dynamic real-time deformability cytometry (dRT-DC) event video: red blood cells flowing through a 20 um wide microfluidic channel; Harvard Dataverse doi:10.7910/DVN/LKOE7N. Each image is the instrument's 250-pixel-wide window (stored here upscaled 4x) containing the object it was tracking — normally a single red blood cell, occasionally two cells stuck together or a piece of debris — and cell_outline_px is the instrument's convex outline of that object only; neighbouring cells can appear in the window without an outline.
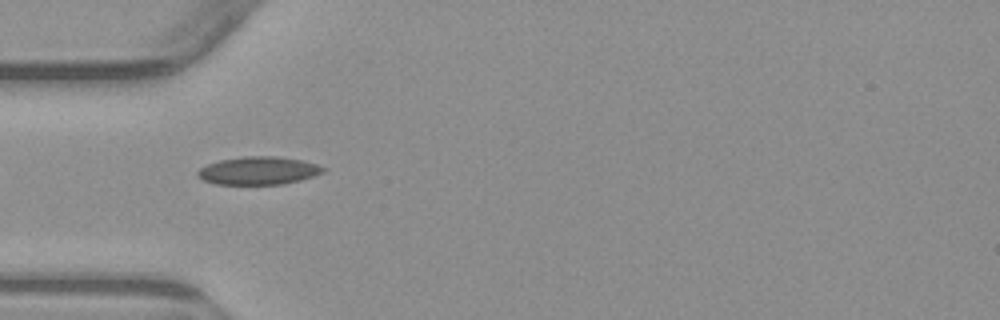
{"species": "common noctule bat (a hibernating species)", "species_latin": "Nyctalus noctula", "temperature_condition": "warm", "stored_images_in_passage": 7, "camera_frame_rate_fps": 3000, "um_per_image_px": 0.085, "animal": {"sex": "male", "body_mass_g": 23.1, "forearm_length_mm": 52.7}, "frame": {"image": 1, "passage_image": 5, "time_ms": 4.667, "image_size_px": [1000, 320], "cell_outline_px": [[328, 168], [324, 172], [300, 180], [284, 184], [216, 184], [204, 180], [196, 176], [196, 172], [200, 168], [208, 164], [220, 160], [244, 156], [276, 156], [304, 160]], "centroid_in_image_um": [21.99, 14.5], "position_along_channel_um": 63.0, "area_um2": 20.52}}
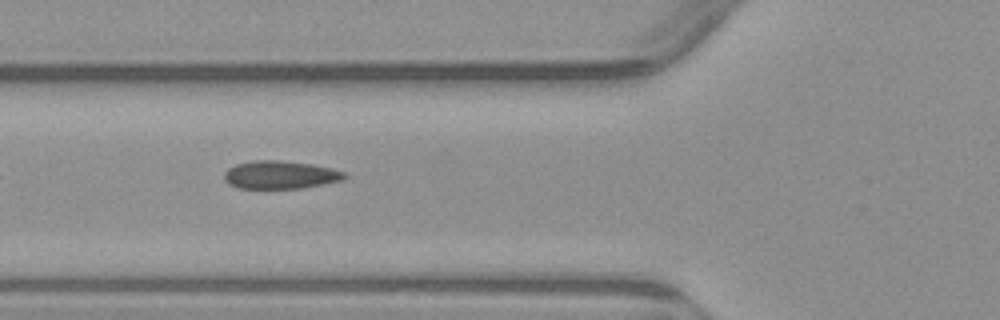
{"frame": {"image": 2, "passage_image": 6, "time_ms": 5.667, "image_size_px": [1000, 320], "cell_outline_px": [[348, 176], [344, 180], [324, 184], [300, 188], [240, 188], [224, 180], [224, 172], [228, 168], [236, 164], [252, 160], [280, 160], [312, 164], [332, 168], [348, 172]], "centroid_in_image_um": [23.88, 14.85], "position_along_channel_um": 101.9, "area_um2": 19.77}}
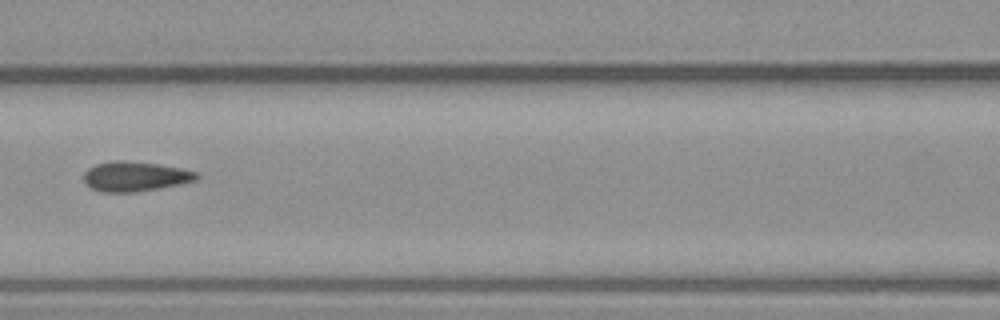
{"frame": {"image": 3, "passage_image": 7, "time_ms": 7.0, "image_size_px": [1000, 320], "cell_outline_px": [[200, 176], [196, 180], [156, 188], [132, 192], [104, 192], [92, 188], [84, 180], [84, 172], [88, 168], [96, 164], [116, 160], [124, 160], [156, 164], [180, 168], [196, 172]], "centroid_in_image_um": [11.45, 14.98], "position_along_channel_um": 155.1, "area_um2": 19.13}}